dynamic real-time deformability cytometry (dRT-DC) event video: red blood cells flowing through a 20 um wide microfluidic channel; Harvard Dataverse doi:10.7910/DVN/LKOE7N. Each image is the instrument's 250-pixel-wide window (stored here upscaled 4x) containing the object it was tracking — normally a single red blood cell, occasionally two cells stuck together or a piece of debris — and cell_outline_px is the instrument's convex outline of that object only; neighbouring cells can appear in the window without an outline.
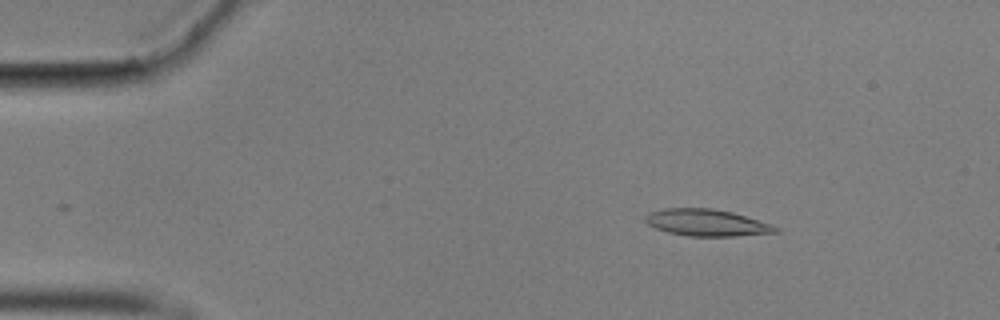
{"species": "common noctule bat (a hibernating species)", "species_latin": "Nyctalus noctula", "temperature_condition": "cold", "stored_images_in_passage": 50, "camera_frame_rate_fps": 3000, "um_per_image_px": 0.085, "animal": {"sex": "male", "body_mass_g": 17.9}, "frame": {"image": 1, "passage_image": 2, "time_ms": 0.333, "image_size_px": [1000, 320], "cell_outline_px": [[780, 232], [736, 236], [688, 236], [668, 232], [656, 228], [648, 224], [644, 220], [644, 216], [648, 212], [664, 208], [712, 208], [732, 212], [772, 224], [780, 228]], "centroid_in_image_um": [60.07, 18.92], "position_along_channel_um": 24.9, "area_um2": 20.46}}
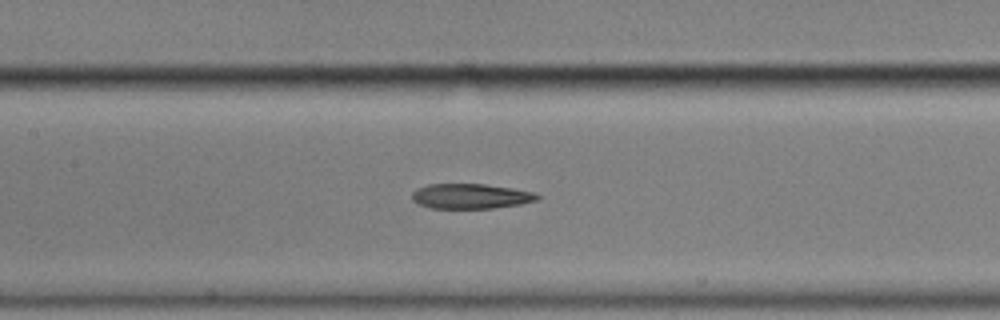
{"frame": {"image": 2, "passage_image": 20, "time_ms": 6.333, "image_size_px": [1000, 320], "cell_outline_px": [[540, 196], [536, 200], [520, 204], [492, 208], [432, 208], [420, 204], [412, 200], [412, 192], [416, 188], [428, 184], [484, 184], [512, 188], [536, 192]], "centroid_in_image_um": [40.0, 16.67], "position_along_channel_um": 167.4, "area_um2": 18.21}}
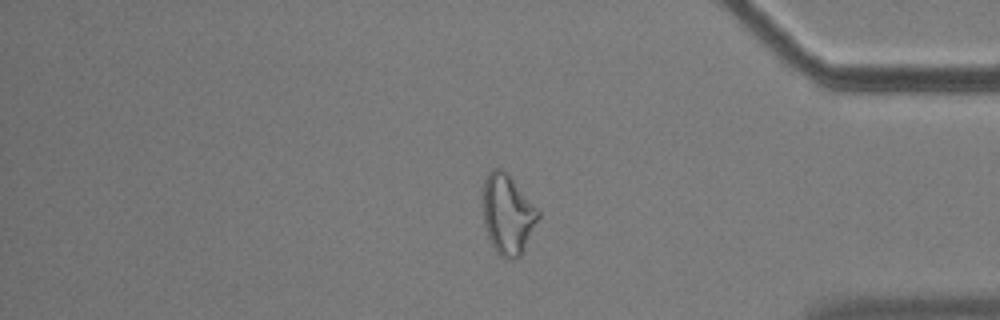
{"frame": {"image": 3, "passage_image": 41, "time_ms": 13.333, "image_size_px": [1000, 320], "cell_outline_px": [[540, 216], [524, 252], [520, 256], [512, 260], [504, 260], [496, 252], [488, 236], [484, 224], [484, 180], [488, 172], [492, 168], [504, 168], [508, 172], [540, 212]], "centroid_in_image_um": [43.17, 18.23], "position_along_channel_um": 392.0, "area_um2": 26.01}, "authors_computed_cell_mechanics": {"area_um2": 19.7676, "velocity_mm_per_s": 3.5221, "shape_relaxation_time_tau1_ms": null, "shape_relaxation_time_tau2_ms": 5.9136, "deformation_change_tau1": null, "deformation_change_tau2": 0.1756}}